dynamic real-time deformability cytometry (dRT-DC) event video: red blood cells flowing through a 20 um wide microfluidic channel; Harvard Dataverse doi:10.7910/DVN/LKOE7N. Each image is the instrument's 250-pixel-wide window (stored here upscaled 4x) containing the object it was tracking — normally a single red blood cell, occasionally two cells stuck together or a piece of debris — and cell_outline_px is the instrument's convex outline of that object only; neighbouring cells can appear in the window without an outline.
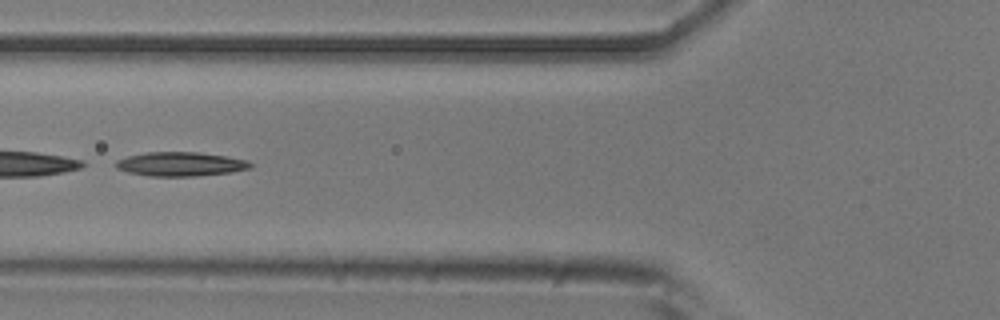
{"species": "common noctule bat (a hibernating species)", "species_latin": "Nyctalus noctula", "temperature_condition": "room temperature", "stored_images_in_passage": 37, "camera_frame_rate_fps": 3000, "um_per_image_px": 0.085, "animal": {"sex": "male", "body_mass_g": 20.5, "forearm_length_mm": 52.5}, "frame": {"image": 1, "passage_image": 6, "time_ms": 1.667, "image_size_px": [1000, 320], "cell_outline_px": [[252, 168], [232, 172], [196, 176], [148, 176], [128, 172], [116, 168], [116, 160], [128, 156], [144, 152], [196, 152], [228, 156], [248, 160], [252, 164]], "centroid_in_image_um": [15.37, 13.94], "position_along_channel_um": 110.4, "area_um2": 19.02}, "authors_computed_cell_mechanics": {"area_um2": 18.9584, "velocity_mm_per_s": 3.9537, "shape_relaxation_time_tau1_ms": 7.5325, "shape_relaxation_time_tau2_ms": null, "deformation_change_tau1": 0.1775, "deformation_change_tau2": null}}